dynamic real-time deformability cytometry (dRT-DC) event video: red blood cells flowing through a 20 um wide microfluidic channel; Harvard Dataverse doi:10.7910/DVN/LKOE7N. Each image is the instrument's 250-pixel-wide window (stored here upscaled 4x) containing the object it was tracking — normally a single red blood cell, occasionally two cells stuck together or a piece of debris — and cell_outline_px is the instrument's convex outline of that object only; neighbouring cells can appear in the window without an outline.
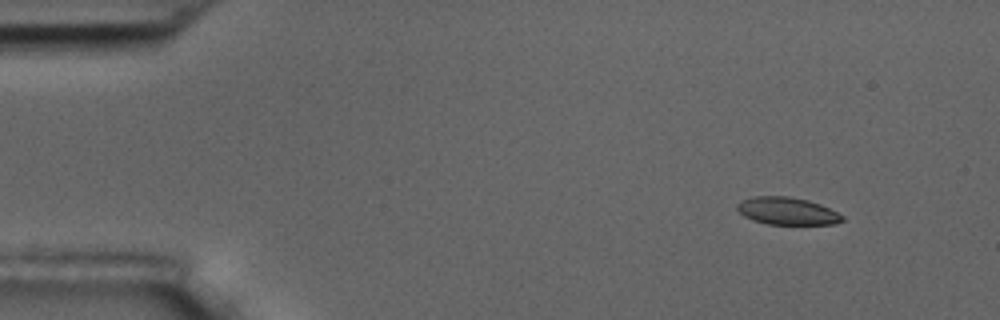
{"species": "common noctule bat (a hibernating species)", "species_latin": "Nyctalus noctula", "temperature_condition": "room temperature", "stored_images_in_passage": 5, "camera_frame_rate_fps": 3000, "um_per_image_px": 0.085, "animal": {"sex": "male", "body_mass_g": 17.5, "forearm_length_mm": 52.3}, "frame": {"image": 1, "passage_image": 2, "time_ms": 1.0, "image_size_px": [1000, 320], "cell_outline_px": [[844, 220], [836, 224], [768, 224], [752, 220], [744, 216], [736, 208], [736, 204], [744, 200], [756, 196], [788, 196], [808, 200], [820, 204], [844, 216]], "centroid_in_image_um": [66.92, 17.94], "position_along_channel_um": 18.1, "area_um2": 16.7}}
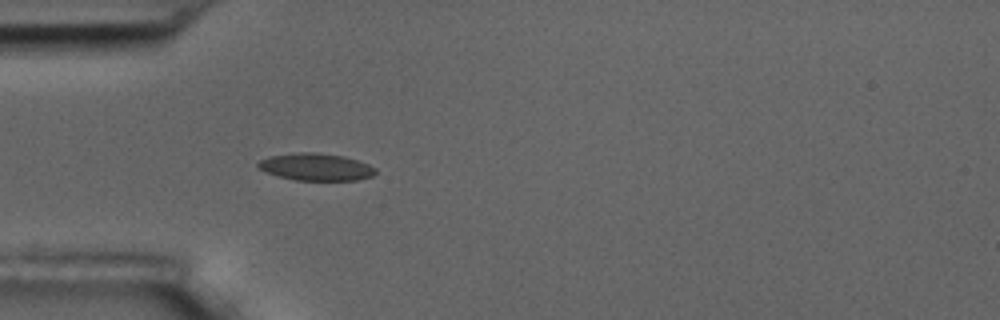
{"frame": {"image": 2, "passage_image": 5, "time_ms": 4.667, "image_size_px": [1000, 320], "cell_outline_px": [[376, 172], [372, 176], [356, 180], [296, 180], [280, 176], [256, 168], [256, 164], [260, 160], [268, 156], [300, 152], [316, 152], [344, 156], [368, 164], [376, 168]], "centroid_in_image_um": [26.84, 14.18], "position_along_channel_um": 58.2, "area_um2": 18.55}}